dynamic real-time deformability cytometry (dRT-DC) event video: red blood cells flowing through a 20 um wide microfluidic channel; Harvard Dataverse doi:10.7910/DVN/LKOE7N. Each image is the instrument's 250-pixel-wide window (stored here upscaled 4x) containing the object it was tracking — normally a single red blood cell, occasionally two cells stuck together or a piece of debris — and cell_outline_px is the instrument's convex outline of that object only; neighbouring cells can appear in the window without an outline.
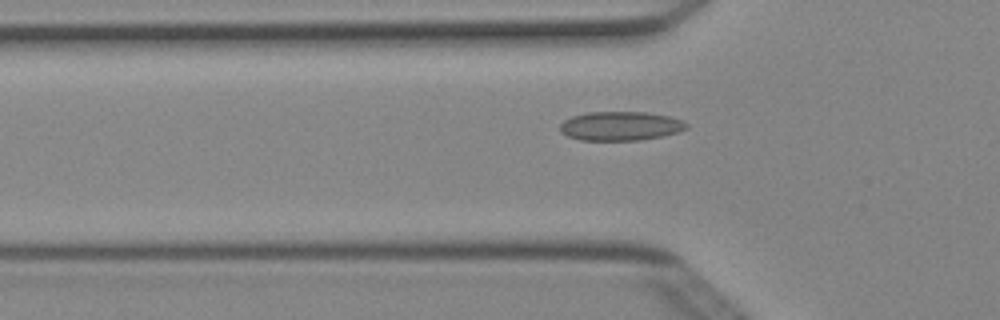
{"species": "Egyptian fruit bat (a non-hibernating species)", "species_latin": "Rousettus aegyptiacus", "temperature_condition": "cold", "stored_images_in_passage": 46, "camera_frame_rate_fps": 3000, "um_per_image_px": 0.085, "animal": {"sex": "female"}, "frame": {"image": 1, "passage_image": 16, "time_ms": 5.0, "image_size_px": [1000, 320], "cell_outline_px": [[688, 128], [664, 136], [640, 140], [580, 140], [568, 136], [560, 132], [560, 124], [564, 120], [572, 116], [588, 112], [648, 112], [668, 116], [684, 120], [688, 124]], "centroid_in_image_um": [52.75, 10.71], "position_along_channel_um": 73.0, "area_um2": 21.5}}
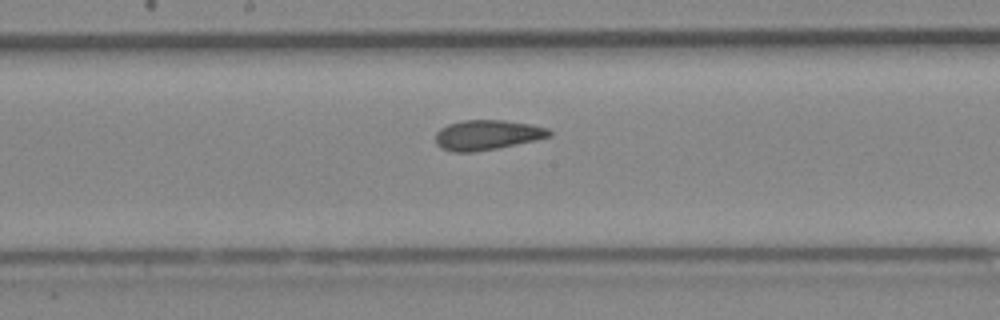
{"frame": {"image": 2, "passage_image": 26, "time_ms": 8.333, "image_size_px": [1000, 320], "cell_outline_px": [[552, 136], [536, 140], [476, 152], [452, 152], [440, 148], [436, 144], [436, 132], [440, 128], [448, 124], [464, 120], [504, 120], [532, 124], [548, 128], [552, 132]], "centroid_in_image_um": [41.41, 11.47], "position_along_channel_um": 206.8, "area_um2": 20.0}}
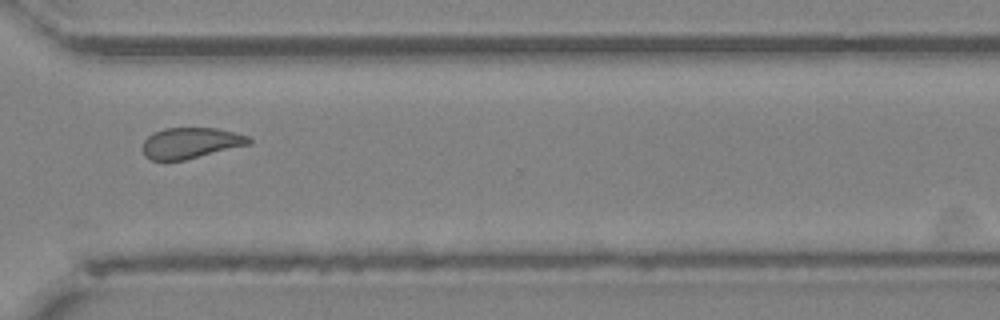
{"frame": {"image": 3, "passage_image": 37, "time_ms": 12.0, "image_size_px": [1000, 320], "cell_outline_px": [[252, 144], [184, 160], [152, 160], [144, 156], [144, 140], [148, 136], [164, 128], [216, 128], [252, 136]], "centroid_in_image_um": [16.27, 12.15], "position_along_channel_um": 354.3, "area_um2": 19.13}, "authors_computed_cell_mechanics": {"area_um2": 20.2589, "velocity_mm_per_s": 4.024, "shape_relaxation_time_tau1_ms": null, "shape_relaxation_time_tau2_ms": 2.0845, "deformation_change_tau1": null, "deformation_change_tau2": 0.0853}}